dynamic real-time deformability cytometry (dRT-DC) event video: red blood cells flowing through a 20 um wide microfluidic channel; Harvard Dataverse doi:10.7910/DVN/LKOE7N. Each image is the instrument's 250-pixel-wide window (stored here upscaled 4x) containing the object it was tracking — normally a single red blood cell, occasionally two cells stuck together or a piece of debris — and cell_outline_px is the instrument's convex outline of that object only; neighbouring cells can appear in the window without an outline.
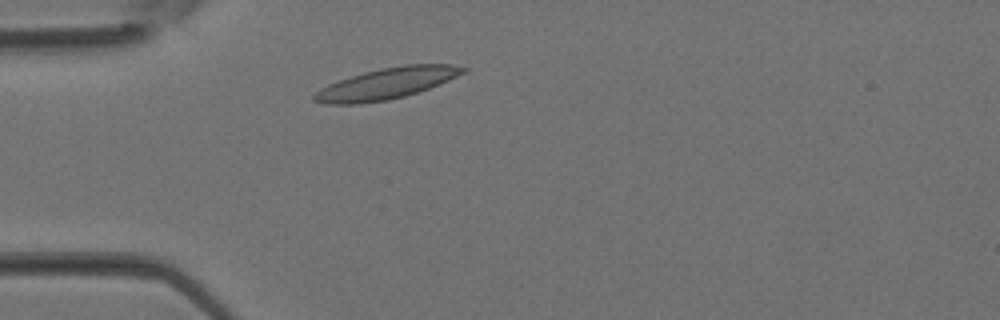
{"species": "Egyptian fruit bat (a non-hibernating species)", "species_latin": "Rousettus aegyptiacus", "temperature_condition": "room temperature", "stored_images_in_passage": 2, "camera_frame_rate_fps": 3000, "um_per_image_px": 0.085, "animal": {"sex": "female"}, "frame": {"image": 1, "passage_image": 2, "time_ms": 0.333, "image_size_px": [1000, 320], "cell_outline_px": [[468, 68], [464, 72], [448, 80], [428, 88], [404, 96], [388, 100], [360, 104], [328, 104], [312, 100], [312, 96], [320, 88], [328, 84], [364, 72], [380, 68], [404, 64], [452, 64]], "centroid_in_image_um": [32.83, 7.1], "position_along_channel_um": 52.2, "area_um2": 26.76}}